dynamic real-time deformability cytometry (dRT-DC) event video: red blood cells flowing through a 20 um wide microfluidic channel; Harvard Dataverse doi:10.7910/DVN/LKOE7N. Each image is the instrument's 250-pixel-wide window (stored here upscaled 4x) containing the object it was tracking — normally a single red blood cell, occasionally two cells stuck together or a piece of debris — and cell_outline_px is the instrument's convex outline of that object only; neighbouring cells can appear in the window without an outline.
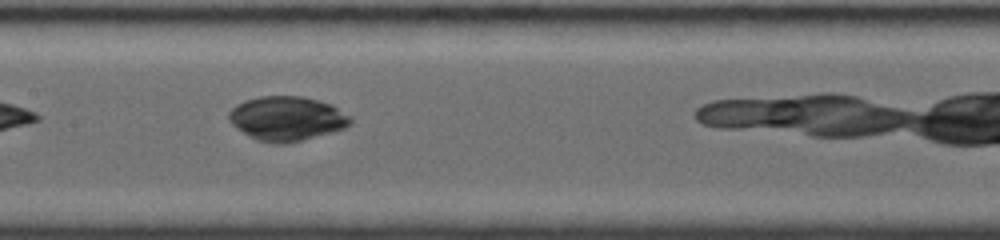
{"species": "common noctule bat (a hibernating species)", "species_latin": "Nyctalus noctula", "temperature_condition": "room temperature", "stored_images_in_passage": 14, "camera_frame_rate_fps": 4000, "um_per_image_px": 0.085, "animal": {"sex": "female", "body_mass_g": 19.0, "forearm_length_mm": 56.7}, "frame": {"image": 1, "passage_image": 5, "time_ms": 3.25, "image_size_px": [1000, 240], "cell_outline_px": [[352, 124], [344, 128], [300, 140], [280, 144], [260, 140], [244, 132], [232, 124], [228, 120], [228, 112], [236, 104], [244, 100], [260, 96], [300, 96], [332, 104], [352, 116]], "centroid_in_image_um": [24.4, 10.04], "position_along_channel_um": 183.0, "area_um2": 31.04}}